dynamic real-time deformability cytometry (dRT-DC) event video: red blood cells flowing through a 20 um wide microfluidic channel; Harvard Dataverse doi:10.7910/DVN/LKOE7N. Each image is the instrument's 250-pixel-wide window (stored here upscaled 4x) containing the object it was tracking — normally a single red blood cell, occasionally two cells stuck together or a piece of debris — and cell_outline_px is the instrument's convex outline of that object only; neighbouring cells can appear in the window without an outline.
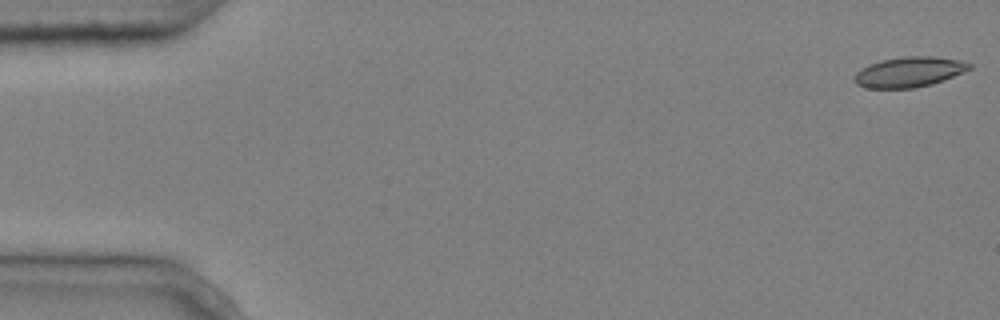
{"species": "common noctule bat (a hibernating species)", "species_latin": "Nyctalus noctula", "temperature_condition": "cold", "stored_images_in_passage": 7, "camera_frame_rate_fps": 3000, "um_per_image_px": 0.085, "animal": {"sex": "male", "body_mass_g": 20.4}, "frame": {"image": 1, "passage_image": 1, "time_ms": 0.0, "image_size_px": [1000, 320], "cell_outline_px": [[972, 68], [944, 80], [932, 84], [916, 88], [868, 88], [856, 84], [852, 80], [852, 76], [856, 72], [880, 60], [904, 56], [932, 56], [960, 60], [972, 64]], "centroid_in_image_um": [77.27, 6.12], "position_along_channel_um": 7.7, "area_um2": 20.29}}
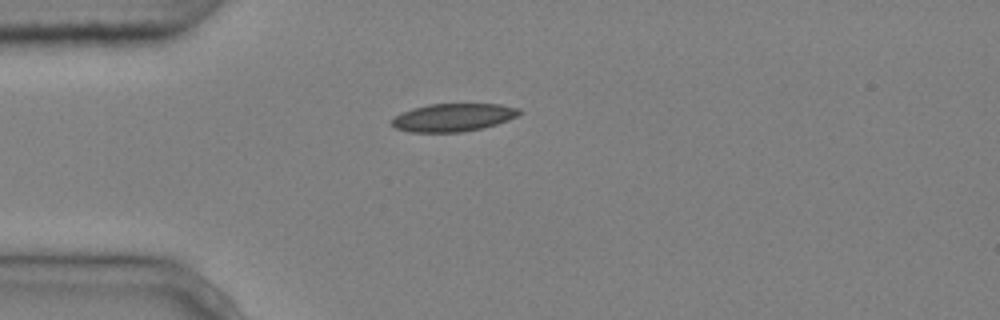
{"frame": {"image": 2, "passage_image": 4, "time_ms": 1.0, "image_size_px": [1000, 320], "cell_outline_px": [[520, 112], [516, 116], [508, 120], [484, 128], [460, 132], [412, 132], [396, 128], [392, 124], [392, 120], [400, 112], [412, 108], [428, 104], [500, 104], [520, 108]], "centroid_in_image_um": [38.52, 9.98], "position_along_channel_um": 46.5, "area_um2": 20.69}}
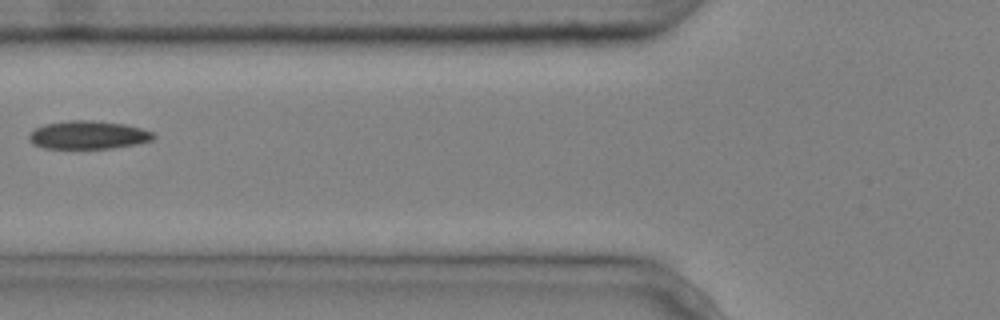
{"frame": {"image": 3, "passage_image": 6, "time_ms": 1.667, "image_size_px": [1000, 320], "cell_outline_px": [[156, 136], [152, 140], [136, 144], [112, 148], [44, 148], [32, 144], [28, 140], [28, 136], [36, 128], [44, 124], [68, 120], [92, 120], [124, 124], [140, 128], [152, 132]], "centroid_in_image_um": [7.47, 11.47], "position_along_channel_um": 118.3, "area_um2": 20.4}}